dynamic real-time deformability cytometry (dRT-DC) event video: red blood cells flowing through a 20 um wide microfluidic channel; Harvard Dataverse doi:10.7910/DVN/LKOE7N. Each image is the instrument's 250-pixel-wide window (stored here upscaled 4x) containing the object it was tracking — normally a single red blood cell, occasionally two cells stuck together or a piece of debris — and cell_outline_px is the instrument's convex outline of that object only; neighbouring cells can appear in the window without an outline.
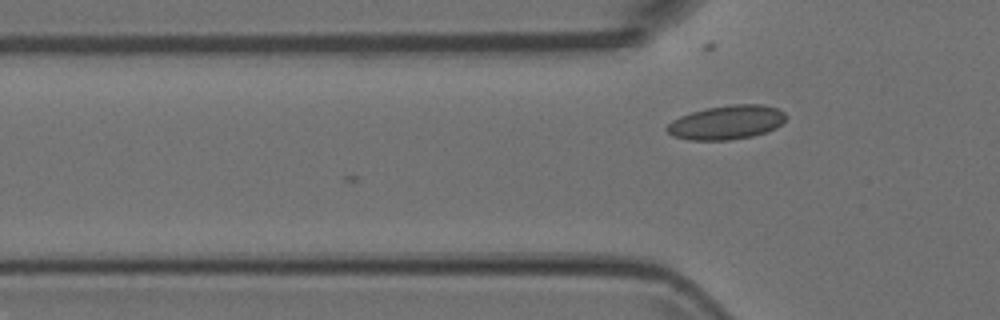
{"species": "Egyptian fruit bat (a non-hibernating species)", "species_latin": "Rousettus aegyptiacus", "temperature_condition": "room temperature", "stored_images_in_passage": 5, "camera_frame_rate_fps": 3000, "um_per_image_px": 0.085, "animal": {"sex": "female"}, "frame": {"image": 1, "passage_image": 3, "time_ms": 0.667, "image_size_px": [1000, 320], "cell_outline_px": [[788, 116], [776, 128], [752, 136], [728, 140], [688, 140], [672, 136], [664, 128], [672, 120], [680, 116], [704, 108], [732, 104], [764, 104], [776, 108], [784, 112]], "centroid_in_image_um": [61.74, 10.4], "position_along_channel_um": 64.1, "area_um2": 23.7}}
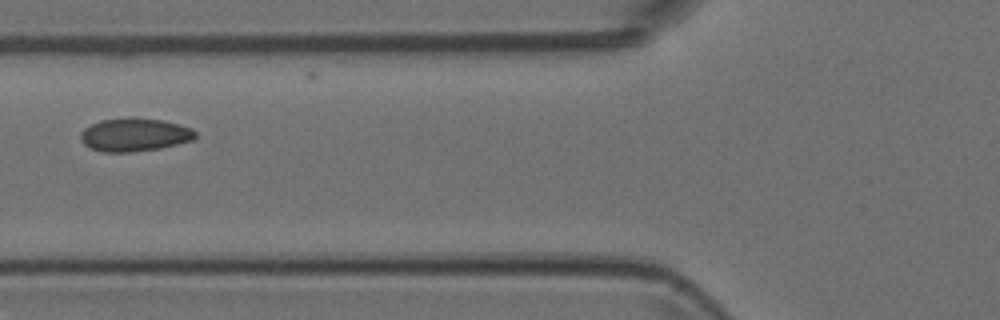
{"frame": {"image": 2, "passage_image": 4, "time_ms": 1.0, "image_size_px": [1000, 320], "cell_outline_px": [[196, 136], [192, 140], [160, 148], [132, 152], [104, 152], [92, 148], [84, 144], [80, 140], [80, 132], [84, 128], [100, 120], [128, 116], [132, 116], [164, 120], [180, 124], [192, 128], [196, 132]], "centroid_in_image_um": [11.43, 11.42], "position_along_channel_um": 114.4, "area_um2": 22.54}}
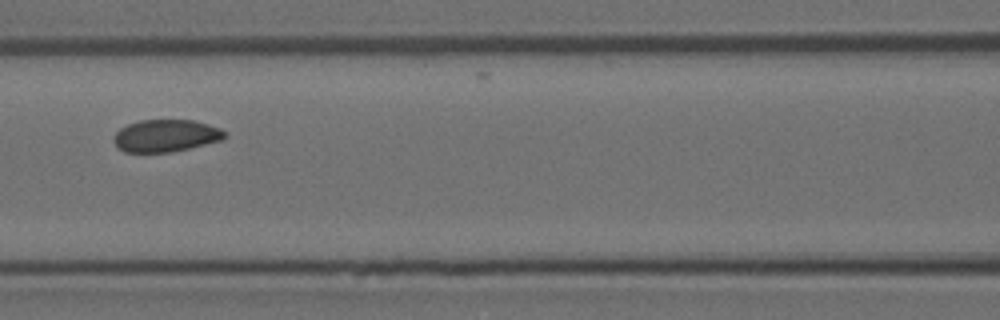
{"frame": {"image": 3, "passage_image": 5, "time_ms": 1.333, "image_size_px": [1000, 320], "cell_outline_px": [[228, 136], [224, 140], [172, 152], [124, 152], [112, 140], [112, 136], [120, 128], [128, 124], [140, 120], [192, 120], [208, 124], [220, 128], [228, 132]], "centroid_in_image_um": [14.13, 11.53], "position_along_channel_um": 152.5, "area_um2": 21.1}}